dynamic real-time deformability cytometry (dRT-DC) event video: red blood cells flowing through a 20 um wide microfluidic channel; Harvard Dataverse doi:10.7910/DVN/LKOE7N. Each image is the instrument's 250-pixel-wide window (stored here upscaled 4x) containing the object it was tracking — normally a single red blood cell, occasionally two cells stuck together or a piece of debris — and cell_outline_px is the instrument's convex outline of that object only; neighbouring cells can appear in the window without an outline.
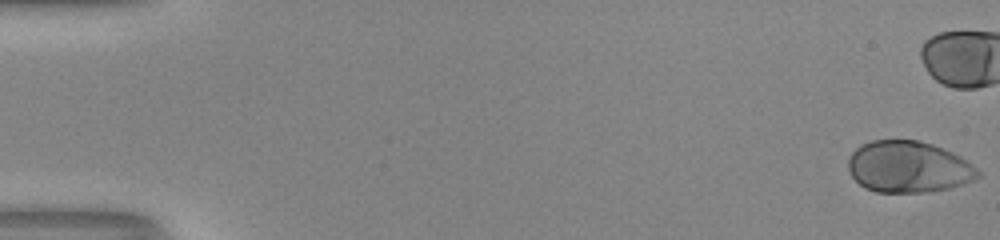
{"species": "human", "species_latin": "Homo sapiens", "temperature_condition": "room temperature", "stored_images_in_passage": 10, "camera_frame_rate_fps": 3000, "um_per_image_px": 0.085, "donor": {"sex": "male"}, "frame": {"image": 1, "passage_image": 1, "time_ms": 0.0, "image_size_px": [1000, 240], "cell_outline_px": [[980, 176], [972, 180], [948, 188], [928, 192], [876, 192], [864, 188], [852, 176], [848, 168], [848, 156], [860, 144], [872, 140], [920, 140], [932, 144], [952, 152], [960, 156], [972, 164], [980, 172]], "centroid_in_image_um": [77.19, 14.17], "position_along_channel_um": 7.8, "area_um2": 38.96}}